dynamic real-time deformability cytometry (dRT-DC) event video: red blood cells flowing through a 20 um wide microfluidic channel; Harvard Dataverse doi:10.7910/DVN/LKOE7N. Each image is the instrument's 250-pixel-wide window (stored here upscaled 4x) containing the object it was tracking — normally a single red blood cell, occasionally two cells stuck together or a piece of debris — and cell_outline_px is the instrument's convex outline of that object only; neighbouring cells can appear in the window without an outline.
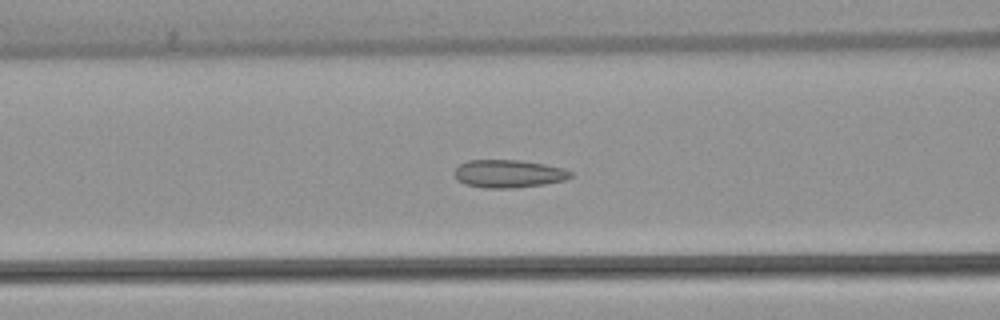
{"species": "common noctule bat (a hibernating species)", "species_latin": "Nyctalus noctula", "temperature_condition": "warm", "stored_images_in_passage": 34, "camera_frame_rate_fps": 3000, "um_per_image_px": 0.085, "animal": {"sex": "female", "body_mass_g": 22.7, "forearm_length_mm": 54.2}, "frame": {"image": 1, "passage_image": 7, "time_ms": 2.0, "image_size_px": [1000, 320], "cell_outline_px": [[572, 176], [564, 180], [544, 184], [512, 188], [484, 188], [464, 184], [456, 180], [452, 172], [460, 164], [468, 160], [520, 160], [544, 164], [564, 168], [572, 172]], "centroid_in_image_um": [43.18, 14.76], "position_along_channel_um": 123.4, "area_um2": 19.02}}
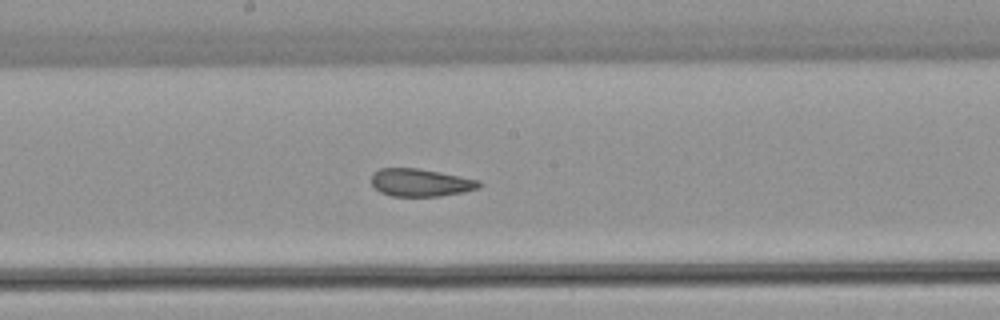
{"frame": {"image": 2, "passage_image": 14, "time_ms": 4.333, "image_size_px": [1000, 320], "cell_outline_px": [[484, 184], [480, 188], [464, 192], [440, 196], [392, 196], [380, 192], [372, 184], [372, 172], [380, 168], [420, 168], [480, 180]], "centroid_in_image_um": [35.78, 15.51], "position_along_channel_um": 212.4, "area_um2": 17.57}}
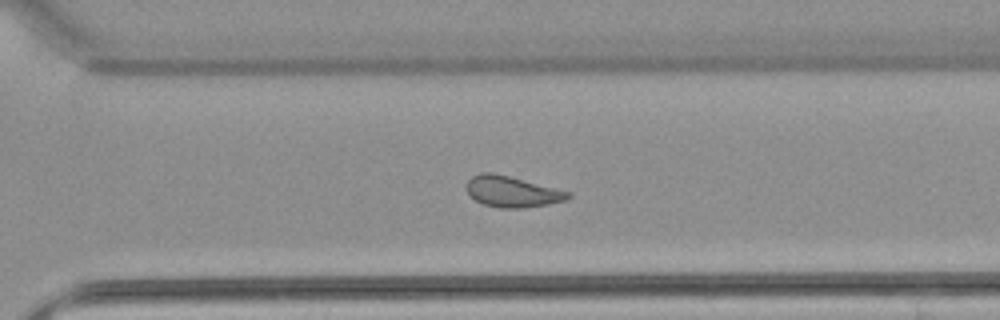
{"frame": {"image": 3, "passage_image": 23, "time_ms": 7.333, "image_size_px": [1000, 320], "cell_outline_px": [[572, 196], [568, 200], [548, 204], [524, 208], [500, 208], [484, 204], [476, 200], [468, 192], [468, 180], [472, 176], [480, 172], [492, 172], [572, 192]], "centroid_in_image_um": [43.58, 16.29], "position_along_channel_um": 327.0, "area_um2": 18.21}, "authors_computed_cell_mechanics": {"area_um2": 18.2648, "velocity_mm_per_s": 3.829, "shape_relaxation_time_tau1_ms": null, "shape_relaxation_time_tau2_ms": 2.7185, "deformation_change_tau1": null, "deformation_change_tau2": 0.0805}}